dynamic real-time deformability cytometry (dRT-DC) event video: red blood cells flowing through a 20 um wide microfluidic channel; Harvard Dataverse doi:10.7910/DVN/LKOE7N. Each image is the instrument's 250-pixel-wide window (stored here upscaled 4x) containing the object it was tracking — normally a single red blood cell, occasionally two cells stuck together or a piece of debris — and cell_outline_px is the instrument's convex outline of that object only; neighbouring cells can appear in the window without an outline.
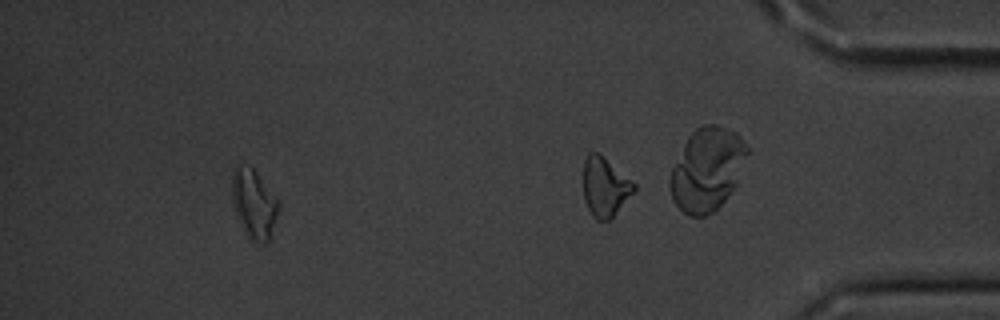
{"species": "common noctule bat (a hibernating species)", "species_latin": "Nyctalus noctula", "temperature_condition": "cold", "stored_images_in_passage": 37, "segment_of_instrument_passage": [1, 2], "camera_frame_rate_fps": 3000, "um_per_image_px": 0.085, "animal": {"sex": "male", "body_mass_g": 20.1, "forearm_length_mm": 53.5}, "frame": {"image": 1, "passage_image": 32, "time_ms": 10.333, "image_size_px": [1000, 320], "cell_outline_px": [[280, 208], [268, 240], [264, 244], [252, 240], [248, 236], [236, 216], [232, 196], [232, 168], [236, 164], [252, 168], [256, 172], [276, 196], [280, 204]], "centroid_in_image_um": [21.58, 17.3], "position_along_channel_um": 413.6, "area_um2": 18.55}}